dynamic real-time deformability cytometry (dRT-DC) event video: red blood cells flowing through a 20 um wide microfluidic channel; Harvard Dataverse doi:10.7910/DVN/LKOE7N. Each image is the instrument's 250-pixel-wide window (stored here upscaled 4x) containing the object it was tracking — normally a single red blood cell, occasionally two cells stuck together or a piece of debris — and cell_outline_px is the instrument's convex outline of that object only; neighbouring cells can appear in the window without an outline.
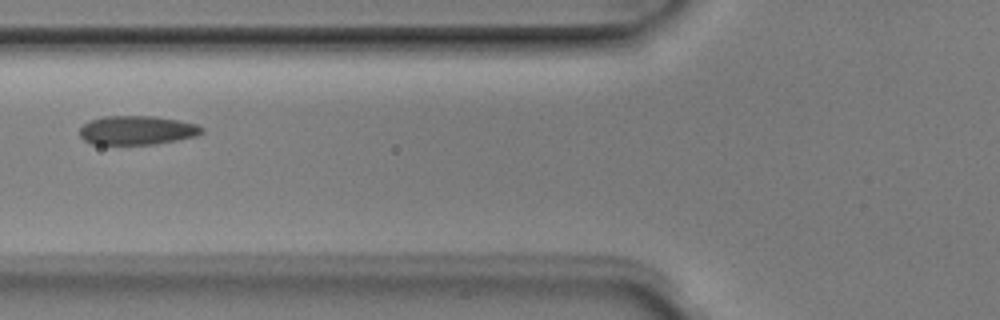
{"species": "Egyptian fruit bat (a non-hibernating species)", "species_latin": "Rousettus aegyptiacus", "temperature_condition": "room temperature", "stored_images_in_passage": 6, "camera_frame_rate_fps": 3000, "um_per_image_px": 0.085, "animal": {"sex": "male"}, "frame": {"image": 1, "passage_image": 5, "time_ms": 1.333, "image_size_px": [1000, 320], "cell_outline_px": [[204, 132], [196, 136], [156, 144], [92, 144], [84, 140], [80, 136], [80, 128], [88, 120], [104, 116], [152, 116], [176, 120], [196, 124], [204, 128]], "centroid_in_image_um": [11.63, 11.07], "position_along_channel_um": 114.2, "area_um2": 20.58}}
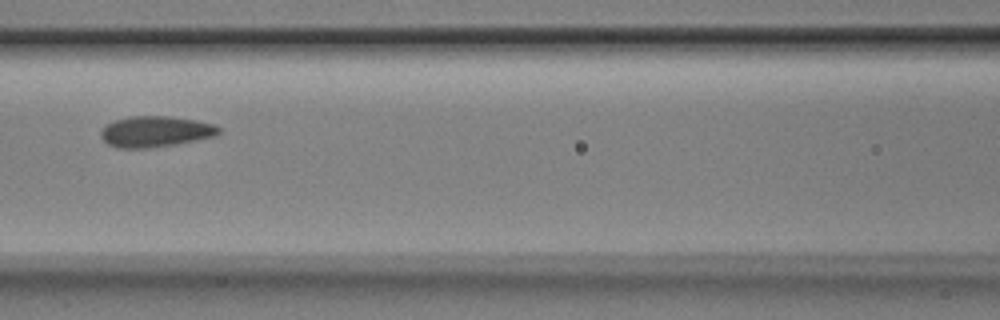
{"frame": {"image": 2, "passage_image": 6, "time_ms": 1.667, "image_size_px": [1000, 320], "cell_outline_px": [[220, 132], [216, 136], [176, 144], [148, 148], [116, 148], [108, 144], [100, 136], [100, 132], [112, 120], [128, 116], [168, 116], [196, 120], [216, 124], [220, 128]], "centroid_in_image_um": [13.22, 11.18], "position_along_channel_um": 153.4, "area_um2": 21.39}}